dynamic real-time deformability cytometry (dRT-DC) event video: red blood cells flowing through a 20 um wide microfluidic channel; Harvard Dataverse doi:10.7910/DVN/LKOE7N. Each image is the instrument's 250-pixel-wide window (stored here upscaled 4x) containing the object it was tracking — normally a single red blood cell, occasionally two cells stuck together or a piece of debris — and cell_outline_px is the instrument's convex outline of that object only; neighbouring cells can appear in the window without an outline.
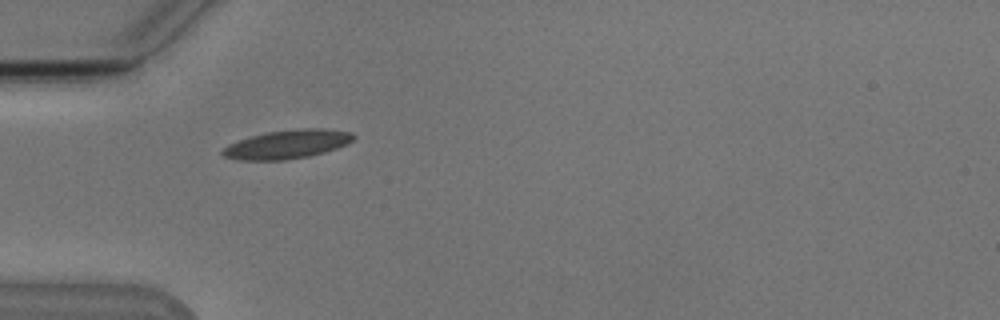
{"species": "Egyptian fruit bat (a non-hibernating species)", "species_latin": "Rousettus aegyptiacus", "temperature_condition": "cold", "stored_images_in_passage": 38, "camera_frame_rate_fps": 3000, "um_per_image_px": 0.085, "animal": {"sex": "male"}, "frame": {"image": 1, "passage_image": 1, "time_ms": 0.0, "image_size_px": [1000, 320], "cell_outline_px": [[356, 136], [348, 144], [324, 152], [308, 156], [284, 160], [240, 160], [224, 156], [220, 152], [220, 148], [228, 144], [252, 136], [268, 132], [296, 128], [320, 128], [352, 132]], "centroid_in_image_um": [24.41, 12.26], "position_along_channel_um": 60.6, "area_um2": 21.91}}
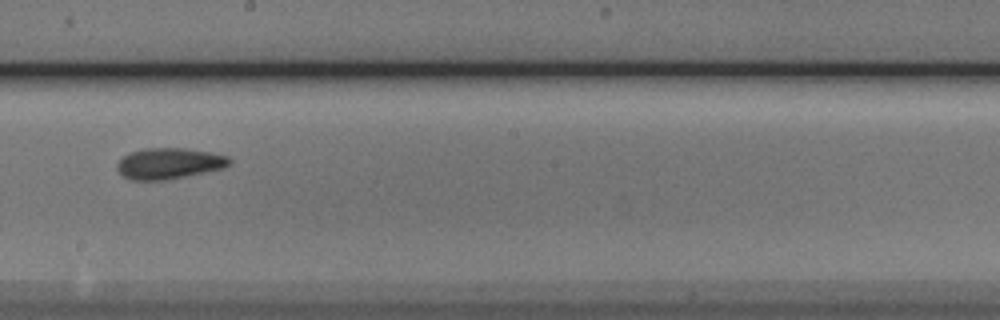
{"frame": {"image": 2, "passage_image": 15, "time_ms": 4.667, "image_size_px": [1000, 320], "cell_outline_px": [[232, 164], [224, 168], [164, 180], [132, 180], [124, 176], [116, 168], [116, 164], [124, 156], [132, 152], [144, 148], [184, 148], [212, 152], [228, 156], [232, 160]], "centroid_in_image_um": [14.41, 13.88], "position_along_channel_um": 233.8, "area_um2": 20.23}}
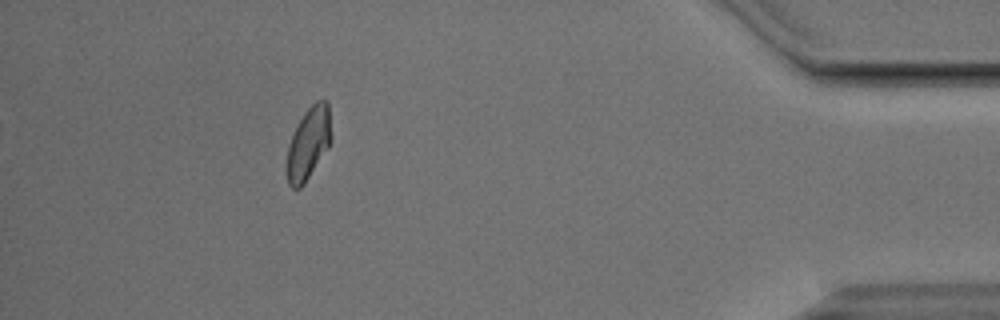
{"frame": {"image": 3, "passage_image": 33, "time_ms": 10.667, "image_size_px": [1000, 320], "cell_outline_px": [[332, 136], [328, 148], [304, 184], [300, 188], [292, 188], [288, 184], [288, 144], [304, 112], [316, 100], [328, 100]], "centroid_in_image_um": [26.26, 12.15], "position_along_channel_um": 408.9, "area_um2": 18.44}, "authors_computed_cell_mechanics": {"area_um2": 19.7387, "velocity_mm_per_s": 3.8044, "shape_relaxation_time_tau1_ms": 4.1741, "shape_relaxation_time_tau2_ms": 2.9139, "deformation_change_tau1": 0.134, "deformation_change_tau2": 0.0813}}